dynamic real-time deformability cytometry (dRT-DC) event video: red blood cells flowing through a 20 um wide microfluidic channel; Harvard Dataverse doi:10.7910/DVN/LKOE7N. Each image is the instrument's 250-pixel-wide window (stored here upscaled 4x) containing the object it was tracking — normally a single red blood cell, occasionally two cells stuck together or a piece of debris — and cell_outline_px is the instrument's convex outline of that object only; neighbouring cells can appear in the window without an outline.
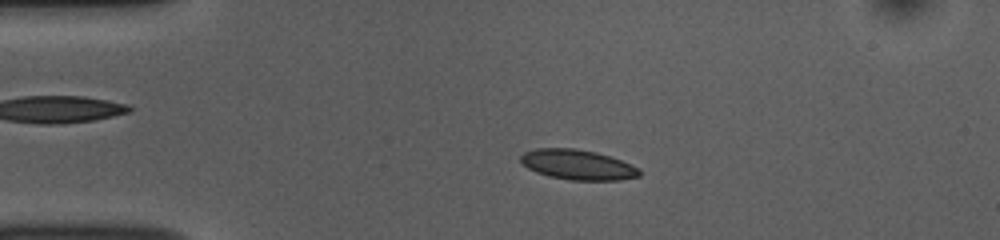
{"species": "common noctule bat (a hibernating species)", "species_latin": "Nyctalus noctula", "temperature_condition": "room temperature", "stored_images_in_passage": 52, "camera_frame_rate_fps": 3000, "um_per_image_px": 0.085, "animal": {"sex": "female", "body_mass_g": 10.0, "forearm_length_mm": 53.1}, "frame": {"image": 1, "passage_image": 11, "time_ms": 3.333, "image_size_px": [1000, 240], "cell_outline_px": [[640, 176], [620, 180], [568, 180], [548, 176], [536, 172], [528, 168], [520, 160], [520, 156], [524, 152], [536, 148], [576, 148], [596, 152], [620, 160], [640, 168]], "centroid_in_image_um": [49.09, 14.0], "position_along_channel_um": 35.9, "area_um2": 20.81}}
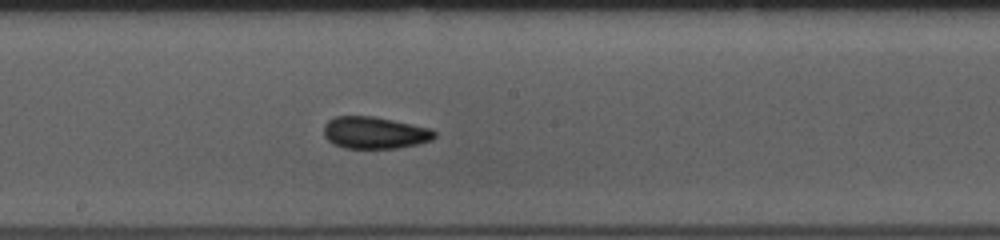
{"frame": {"image": 2, "passage_image": 28, "time_ms": 9.0, "image_size_px": [1000, 240], "cell_outline_px": [[436, 136], [432, 140], [416, 144], [396, 148], [344, 148], [332, 144], [324, 136], [324, 124], [328, 120], [336, 116], [376, 116], [432, 128], [436, 132]], "centroid_in_image_um": [31.85, 11.27], "position_along_channel_um": 216.4, "area_um2": 20.87}}
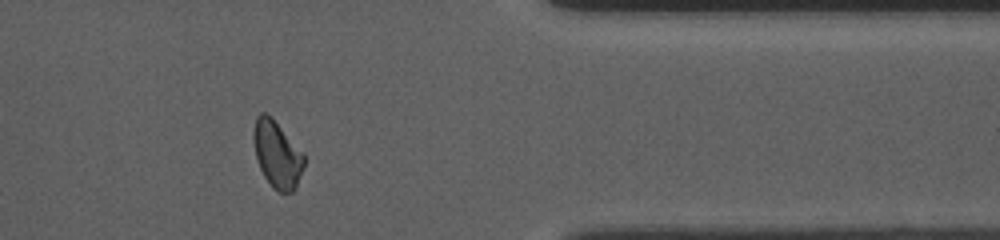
{"frame": {"image": 3, "passage_image": 43, "time_ms": 14.0, "image_size_px": [1000, 240], "cell_outline_px": [[304, 164], [296, 188], [292, 192], [280, 192], [264, 176], [256, 160], [252, 136], [252, 132], [256, 116], [260, 112], [264, 112], [272, 116], [304, 152]], "centroid_in_image_um": [23.54, 13.05], "position_along_channel_um": 387.9, "area_um2": 19.88}, "authors_computed_cell_mechanics": {"area_um2": 20.1433, "velocity_mm_per_s": 3.7909, "shape_relaxation_time_tau1_ms": 2.9487, "shape_relaxation_time_tau2_ms": 1.7201, "deformation_change_tau1": 0.0808, "deformation_change_tau2": 0.061}}